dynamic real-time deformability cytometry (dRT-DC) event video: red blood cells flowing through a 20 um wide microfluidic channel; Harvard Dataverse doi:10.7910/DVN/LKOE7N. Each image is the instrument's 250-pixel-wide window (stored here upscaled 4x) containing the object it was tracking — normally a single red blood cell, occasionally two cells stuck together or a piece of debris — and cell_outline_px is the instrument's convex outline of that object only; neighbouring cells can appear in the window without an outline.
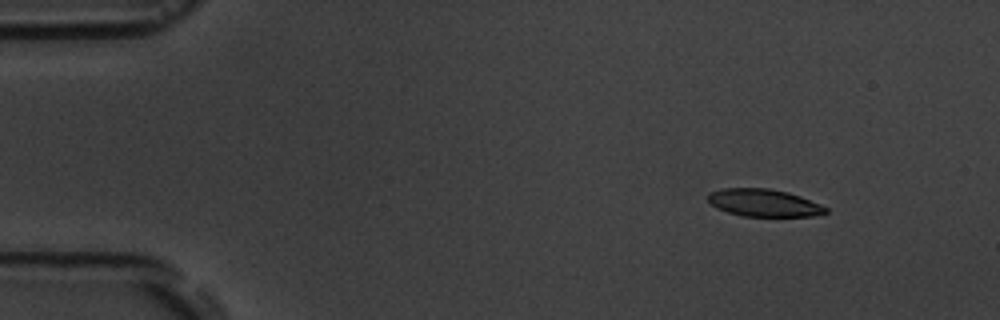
{"species": "common noctule bat (a hibernating species)", "species_latin": "Nyctalus noctula", "temperature_condition": "room temperature", "stored_images_in_passage": 4, "camera_frame_rate_fps": 3000, "um_per_image_px": 0.085, "animal": {"sex": "male", "body_mass_g": 19.5, "forearm_length_mm": 54.6}, "frame": {"image": 1, "passage_image": 1, "time_ms": 0.0, "image_size_px": [1000, 320], "cell_outline_px": [[828, 212], [812, 216], [744, 216], [728, 212], [716, 208], [708, 200], [708, 192], [720, 188], [768, 188], [788, 192], [800, 196], [820, 204], [828, 208]], "centroid_in_image_um": [64.91, 17.23], "position_along_channel_um": 20.1, "area_um2": 18.84}}
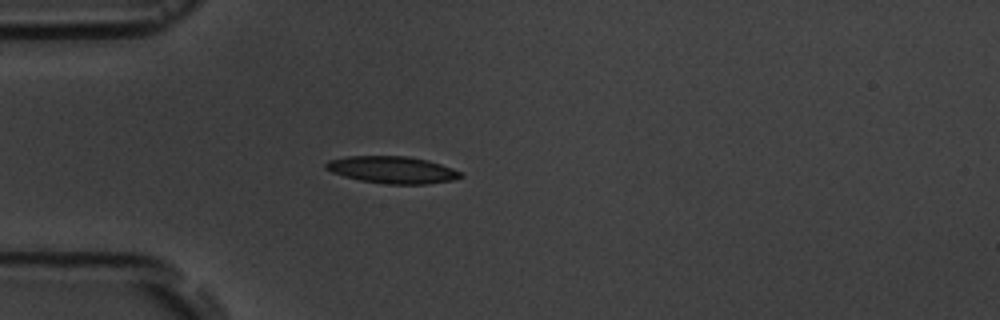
{"frame": {"image": 2, "passage_image": 3, "time_ms": 3.0, "image_size_px": [1000, 320], "cell_outline_px": [[464, 176], [452, 180], [428, 184], [388, 184], [360, 180], [344, 176], [332, 172], [324, 168], [324, 164], [328, 160], [348, 156], [408, 156], [428, 160], [452, 168], [460, 172]], "centroid_in_image_um": [33.33, 14.43], "position_along_channel_um": 51.7, "area_um2": 21.21}}